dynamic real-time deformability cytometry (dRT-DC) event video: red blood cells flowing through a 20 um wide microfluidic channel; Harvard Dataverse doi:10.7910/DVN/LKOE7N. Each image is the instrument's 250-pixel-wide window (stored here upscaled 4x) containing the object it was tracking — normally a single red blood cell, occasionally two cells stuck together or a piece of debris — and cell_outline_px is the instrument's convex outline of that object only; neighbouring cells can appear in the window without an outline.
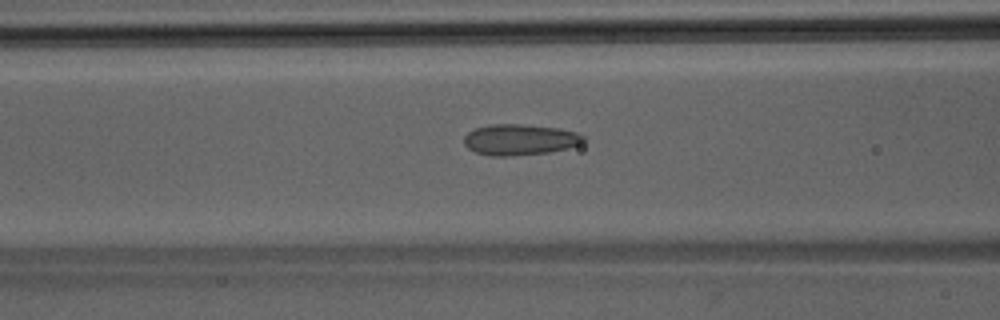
{"species": "Egyptian fruit bat (a non-hibernating species)", "species_latin": "Rousettus aegyptiacus", "temperature_condition": "room temperature", "stored_images_in_passage": 31, "camera_frame_rate_fps": 3000, "um_per_image_px": 0.085, "animal": {"sex": "male"}, "frame": {"image": 1, "passage_image": 5, "time_ms": 1.333, "image_size_px": [1000, 320], "cell_outline_px": [[584, 140], [580, 144], [568, 148], [548, 152], [508, 156], [492, 156], [476, 152], [468, 148], [464, 144], [464, 136], [468, 132], [476, 128], [492, 124], [520, 124], [560, 128], [576, 132], [584, 136]], "centroid_in_image_um": [44.18, 11.86], "position_along_channel_um": 122.4, "area_um2": 21.44}}
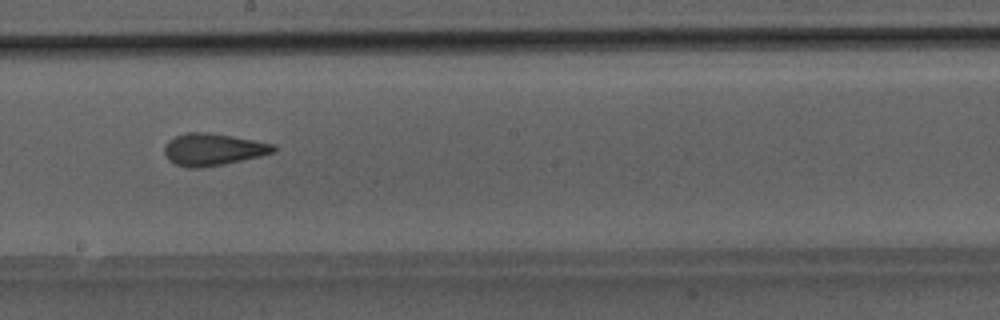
{"frame": {"image": 2, "passage_image": 12, "time_ms": 3.667, "image_size_px": [1000, 320], "cell_outline_px": [[276, 152], [260, 156], [224, 164], [200, 168], [188, 168], [176, 164], [168, 160], [164, 152], [164, 148], [168, 140], [176, 136], [188, 132], [208, 132], [232, 136], [276, 144]], "centroid_in_image_um": [18.11, 12.7], "position_along_channel_um": 230.1, "area_um2": 20.46}}
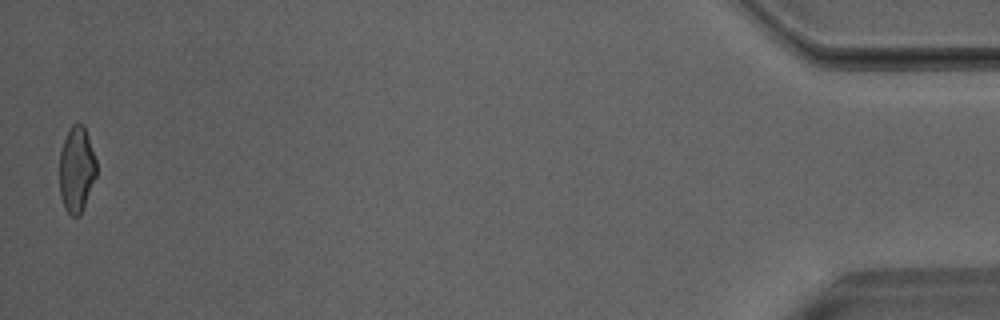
{"frame": {"image": 3, "passage_image": 31, "time_ms": 10.0, "image_size_px": [1000, 320], "cell_outline_px": [[96, 176], [80, 216], [72, 216], [64, 208], [60, 196], [60, 152], [64, 140], [72, 124], [76, 120], [84, 124], [96, 160]], "centroid_in_image_um": [6.51, 14.38], "position_along_channel_um": 428.7, "area_um2": 18.5}}